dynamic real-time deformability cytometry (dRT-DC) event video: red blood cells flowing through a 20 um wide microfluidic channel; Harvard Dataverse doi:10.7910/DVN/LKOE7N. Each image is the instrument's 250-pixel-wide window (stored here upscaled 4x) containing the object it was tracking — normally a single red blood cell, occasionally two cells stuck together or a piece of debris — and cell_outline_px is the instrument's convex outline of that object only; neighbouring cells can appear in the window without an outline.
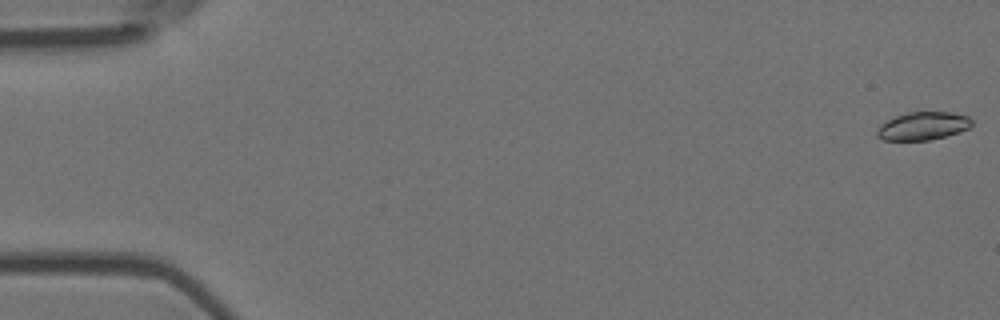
{"species": "Egyptian fruit bat (a non-hibernating species)", "species_latin": "Rousettus aegyptiacus", "temperature_condition": "room temperature", "stored_images_in_passage": 7, "camera_frame_rate_fps": 3000, "um_per_image_px": 0.085, "animal": {"sex": "female"}, "frame": {"image": 1, "passage_image": 1, "time_ms": 0.0, "image_size_px": [1000, 320], "cell_outline_px": [[972, 124], [968, 128], [960, 132], [928, 140], [884, 140], [876, 136], [876, 128], [888, 120], [896, 116], [908, 112], [952, 112], [968, 116], [972, 120]], "centroid_in_image_um": [78.44, 10.7], "position_along_channel_um": 6.6, "area_um2": 15.43}}
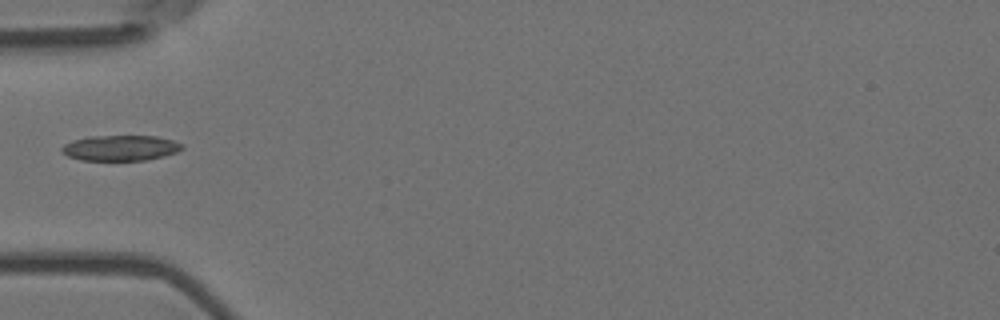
{"frame": {"image": 2, "passage_image": 6, "time_ms": 1.667, "image_size_px": [1000, 320], "cell_outline_px": [[184, 148], [176, 152], [164, 156], [144, 160], [80, 160], [68, 156], [60, 152], [60, 148], [64, 144], [72, 140], [88, 136], [156, 136], [172, 140], [184, 144]], "centroid_in_image_um": [10.21, 12.57], "position_along_channel_um": 74.8, "area_um2": 17.98}}
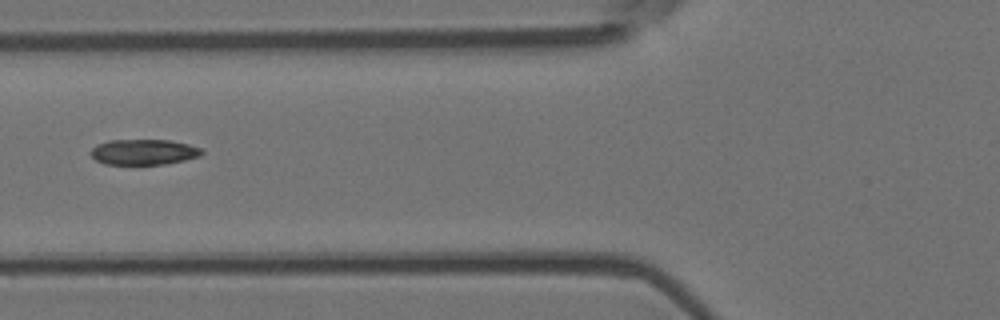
{"frame": {"image": 3, "passage_image": 7, "time_ms": 2.0, "image_size_px": [1000, 320], "cell_outline_px": [[204, 152], [200, 156], [184, 160], [164, 164], [104, 164], [96, 160], [88, 152], [96, 144], [108, 140], [172, 140], [188, 144], [200, 148]], "centroid_in_image_um": [12.19, 12.91], "position_along_channel_um": 113.6, "area_um2": 16.59}}